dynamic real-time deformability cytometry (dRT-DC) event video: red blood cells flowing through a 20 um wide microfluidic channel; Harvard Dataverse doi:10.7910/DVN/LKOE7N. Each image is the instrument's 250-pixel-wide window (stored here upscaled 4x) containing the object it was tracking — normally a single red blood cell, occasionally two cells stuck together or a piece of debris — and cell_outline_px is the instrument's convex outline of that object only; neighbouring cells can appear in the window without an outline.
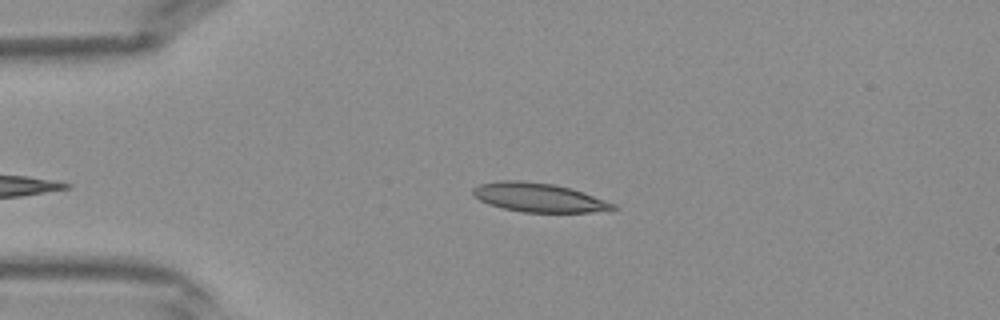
{"species": "Egyptian fruit bat (a non-hibernating species)", "species_latin": "Rousettus aegyptiacus", "temperature_condition": "warm", "stored_images_in_passage": 30, "camera_frame_rate_fps": 3000, "um_per_image_px": 0.085, "frame": {"image": 1, "passage_image": 2, "time_ms": 0.333, "image_size_px": [1000, 320], "cell_outline_px": [[620, 208], [588, 212], [524, 212], [504, 208], [488, 204], [480, 200], [472, 192], [472, 188], [480, 184], [504, 180], [516, 180], [552, 184], [568, 188], [616, 204]], "centroid_in_image_um": [45.76, 16.79], "position_along_channel_um": 39.2, "area_um2": 23.06}}
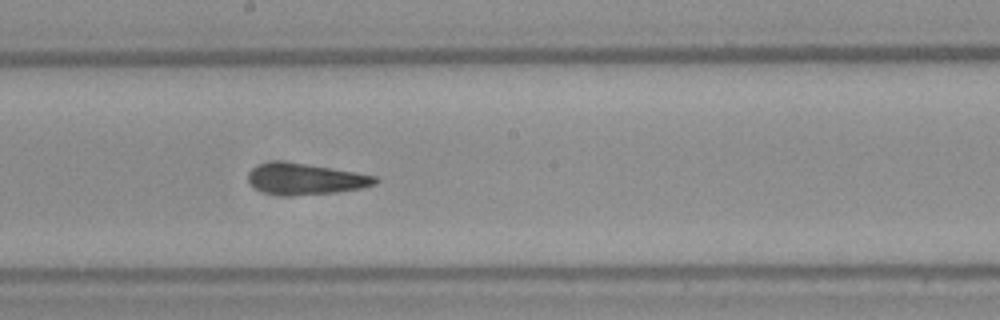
{"frame": {"image": 2, "passage_image": 15, "time_ms": 4.667, "image_size_px": [1000, 320], "cell_outline_px": [[380, 180], [376, 184], [360, 188], [336, 192], [264, 192], [256, 188], [248, 180], [248, 172], [252, 168], [260, 164], [304, 164], [376, 176]], "centroid_in_image_um": [26.04, 15.2], "position_along_channel_um": 222.2, "area_um2": 20.98}}
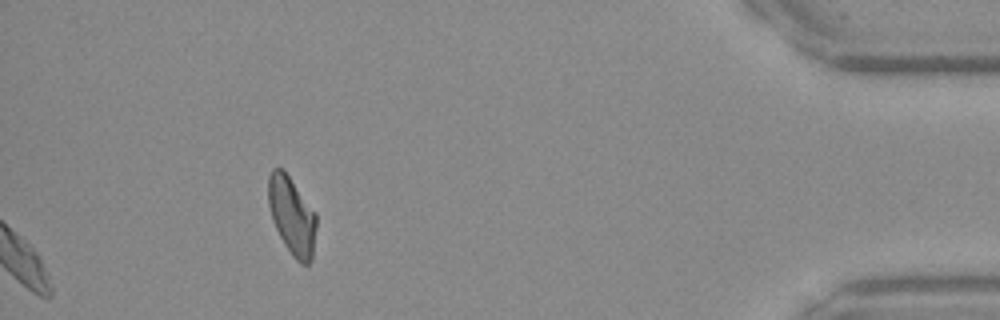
{"frame": {"image": 3, "passage_image": 30, "time_ms": 9.667, "image_size_px": [1000, 320], "cell_outline_px": [[316, 228], [312, 260], [308, 264], [300, 264], [292, 256], [284, 244], [272, 220], [268, 204], [268, 176], [272, 168], [280, 168], [288, 176], [316, 212]], "centroid_in_image_um": [24.81, 18.37], "position_along_channel_um": 410.4, "area_um2": 21.73}}